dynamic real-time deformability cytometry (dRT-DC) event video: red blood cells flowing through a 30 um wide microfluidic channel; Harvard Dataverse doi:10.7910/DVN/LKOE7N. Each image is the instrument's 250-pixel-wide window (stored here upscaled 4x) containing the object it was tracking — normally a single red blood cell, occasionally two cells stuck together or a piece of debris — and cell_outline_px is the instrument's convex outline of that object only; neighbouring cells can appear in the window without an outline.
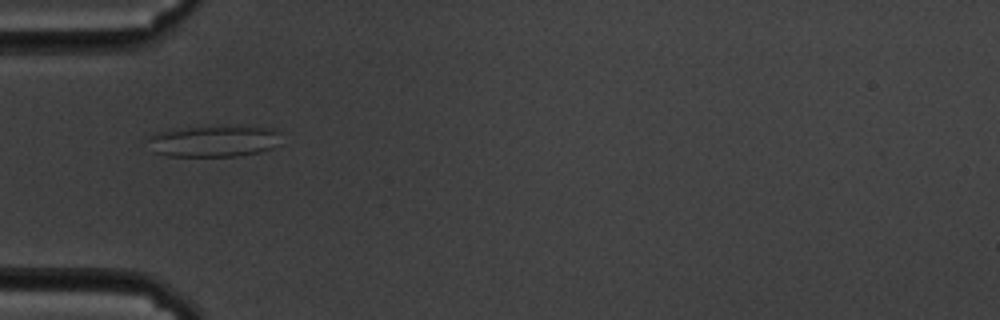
{"species": "common noctule bat (a hibernating species)", "species_latin": "Nyctalus noctula", "temperature_condition": "cold", "stored_images_in_passage": 41, "camera_frame_rate_fps": 3000, "um_per_image_px": 0.085, "animal": {"sex": "male", "body_mass_g": 19.5, "forearm_length_mm": 54.6}, "frame": {"image": 1, "passage_image": 1, "time_ms": 0.0, "image_size_px": [1000, 320], "cell_outline_px": [[280, 144], [272, 148], [260, 152], [240, 156], [168, 156], [152, 152], [144, 136], [168, 128], [268, 128], [280, 132]], "centroid_in_image_um": [18.06, 12.03], "position_along_channel_um": 66.9, "area_um2": 24.33}}
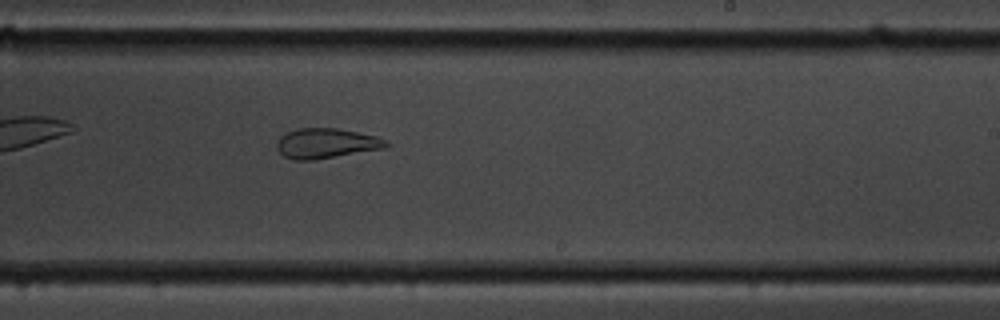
{"frame": {"image": 2, "passage_image": 18, "time_ms": 5.667, "image_size_px": [1000, 320], "cell_outline_px": [[388, 144], [384, 148], [312, 160], [292, 160], [284, 156], [276, 148], [276, 140], [280, 136], [296, 128], [336, 128], [376, 136], [388, 140]], "centroid_in_image_um": [27.68, 12.18], "position_along_channel_um": 261.3, "area_um2": 19.02}}
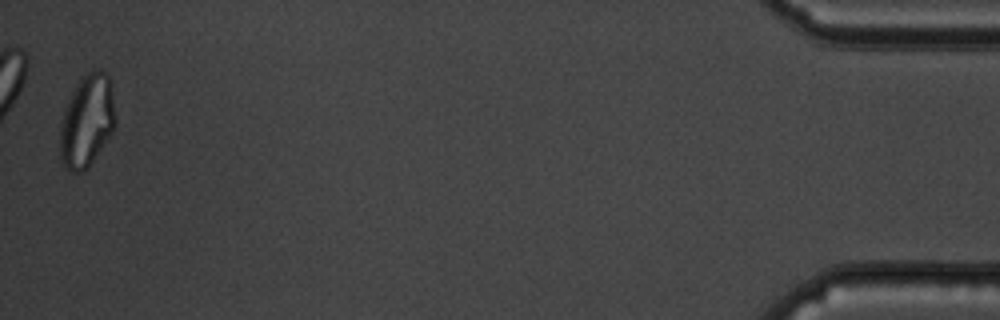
{"frame": {"image": 3, "passage_image": 40, "time_ms": 13.0, "image_size_px": [1000, 320], "cell_outline_px": [[116, 124], [112, 132], [88, 168], [84, 172], [72, 172], [64, 168], [60, 156], [60, 124], [68, 100], [72, 92], [80, 80], [88, 72], [100, 68], [108, 72], [112, 92], [116, 120]], "centroid_in_image_um": [7.39, 10.29], "position_along_channel_um": 427.8, "area_um2": 29.88}, "authors_computed_cell_mechanics": {"area_um2": 21.097, "velocity_mm_per_s": 3.4432, "shape_relaxation_time_tau1_ms": null, "shape_relaxation_time_tau2_ms": 1.8903, "deformation_change_tau1": null, "deformation_change_tau2": 0.0794}}